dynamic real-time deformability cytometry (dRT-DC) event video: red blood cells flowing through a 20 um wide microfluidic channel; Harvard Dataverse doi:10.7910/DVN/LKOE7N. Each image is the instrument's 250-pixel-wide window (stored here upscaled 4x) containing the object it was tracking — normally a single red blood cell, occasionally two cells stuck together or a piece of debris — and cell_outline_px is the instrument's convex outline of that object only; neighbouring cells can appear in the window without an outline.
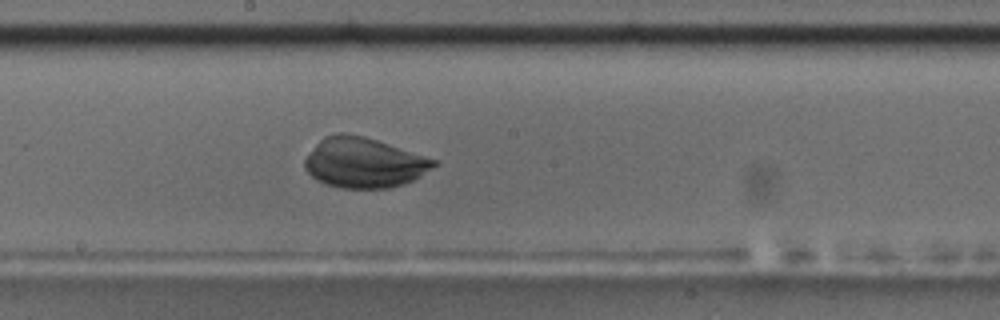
{"species": "common noctule bat (a hibernating species)", "species_latin": "Nyctalus noctula", "temperature_condition": "room temperature", "stored_images_in_passage": 43, "camera_frame_rate_fps": 3000, "um_per_image_px": 0.085, "animal": {"sex": "male", "body_mass_g": 17.5, "forearm_length_mm": 52.3}, "frame": {"image": 1, "passage_image": 31, "time_ms": 10.0, "image_size_px": [1000, 320], "cell_outline_px": [[432, 164], [412, 176], [404, 180], [392, 184], [336, 184], [324, 180], [316, 176], [312, 172], [308, 164], [332, 160], [428, 160]], "centroid_in_image_um": [31.24, 14.53], "position_along_channel_um": 217.0, "area_um2": 17.28}}